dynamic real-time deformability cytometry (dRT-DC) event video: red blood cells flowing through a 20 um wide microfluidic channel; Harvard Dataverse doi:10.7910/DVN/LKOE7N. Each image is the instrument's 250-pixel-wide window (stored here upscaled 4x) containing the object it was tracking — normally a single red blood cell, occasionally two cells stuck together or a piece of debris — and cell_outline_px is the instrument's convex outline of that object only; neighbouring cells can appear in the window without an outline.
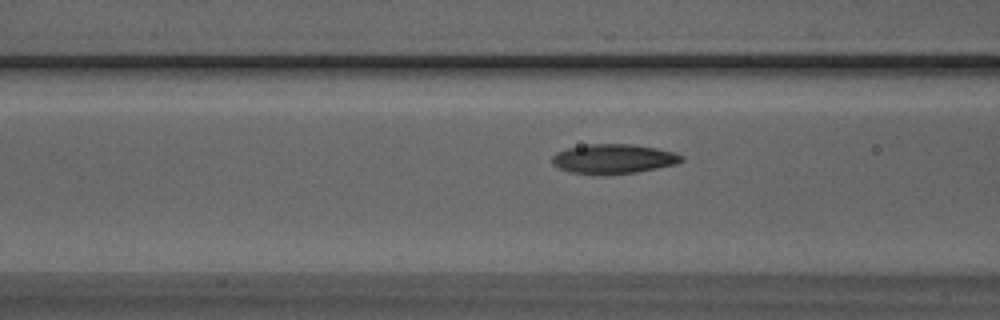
{"species": "Egyptian fruit bat (a non-hibernating species)", "species_latin": "Rousettus aegyptiacus", "temperature_condition": "room temperature", "stored_images_in_passage": 32, "camera_frame_rate_fps": 3000, "um_per_image_px": 0.085, "animal": {"sex": "male"}, "frame": {"image": 1, "passage_image": 5, "time_ms": 1.333, "image_size_px": [1000, 320], "cell_outline_px": [[684, 160], [676, 164], [636, 172], [568, 172], [552, 164], [552, 156], [556, 152], [568, 148], [588, 144], [632, 144], [656, 148], [672, 152], [684, 156]], "centroid_in_image_um": [52.16, 13.46], "position_along_channel_um": 114.4, "area_um2": 21.5}}
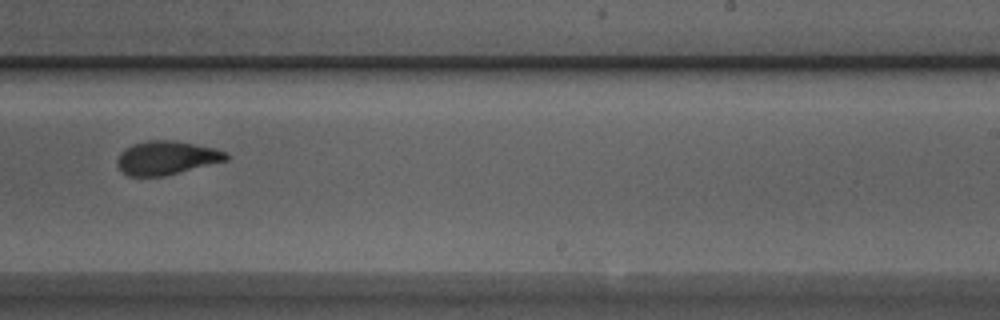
{"frame": {"image": 2, "passage_image": 17, "time_ms": 5.333, "image_size_px": [1000, 320], "cell_outline_px": [[228, 160], [164, 176], [128, 176], [120, 172], [116, 164], [116, 160], [120, 152], [124, 148], [132, 144], [148, 140], [172, 140], [212, 148], [228, 152]], "centroid_in_image_um": [14.09, 13.42], "position_along_channel_um": 274.9, "area_um2": 21.44}}
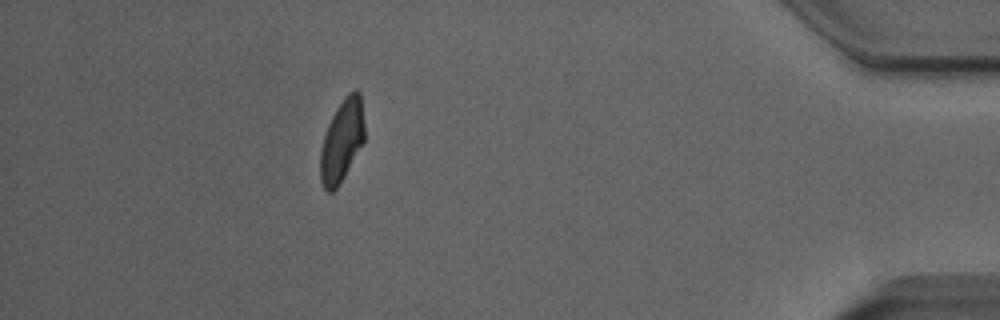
{"frame": {"image": 3, "passage_image": 31, "time_ms": 10.0, "image_size_px": [1000, 320], "cell_outline_px": [[364, 140], [344, 176], [336, 188], [332, 192], [328, 192], [324, 188], [320, 180], [320, 148], [328, 124], [336, 108], [344, 96], [348, 92], [356, 88], [360, 92], [364, 124]], "centroid_in_image_um": [29.05, 11.92], "position_along_channel_um": 406.2, "area_um2": 21.1}}